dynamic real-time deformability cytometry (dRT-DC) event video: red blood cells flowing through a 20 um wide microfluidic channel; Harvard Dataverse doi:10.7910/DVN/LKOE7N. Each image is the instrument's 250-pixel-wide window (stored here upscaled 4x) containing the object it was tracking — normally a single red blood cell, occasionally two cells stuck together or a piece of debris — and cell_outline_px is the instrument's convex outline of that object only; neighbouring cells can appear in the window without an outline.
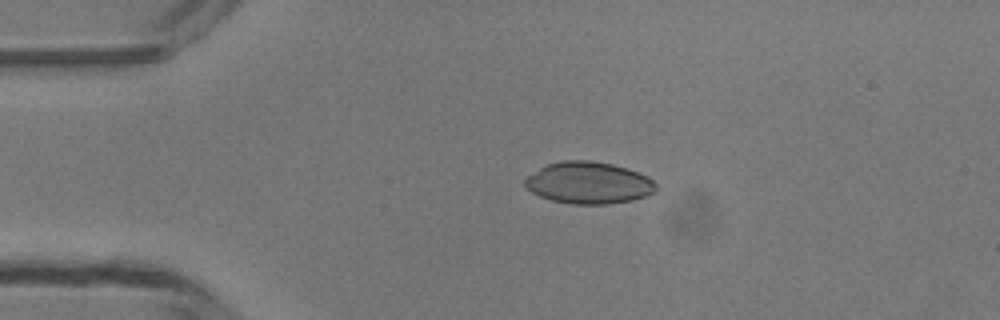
{"species": "common noctule bat (a hibernating species)", "species_latin": "Nyctalus noctula", "temperature_condition": "room temperature", "stored_images_in_passage": 4, "camera_frame_rate_fps": 3000, "um_per_image_px": 0.085, "animal": {"sex": "male", "body_mass_g": 13.3}, "frame": {"image": 1, "passage_image": 3, "time_ms": 2.0, "image_size_px": [1000, 320], "cell_outline_px": [[656, 192], [648, 196], [632, 200], [608, 204], [572, 204], [552, 200], [540, 196], [532, 192], [524, 184], [524, 180], [528, 176], [544, 164], [560, 160], [588, 160], [612, 164], [628, 168], [648, 176], [656, 184]], "centroid_in_image_um": [50.05, 15.53], "position_along_channel_um": 35.0, "area_um2": 32.19}}